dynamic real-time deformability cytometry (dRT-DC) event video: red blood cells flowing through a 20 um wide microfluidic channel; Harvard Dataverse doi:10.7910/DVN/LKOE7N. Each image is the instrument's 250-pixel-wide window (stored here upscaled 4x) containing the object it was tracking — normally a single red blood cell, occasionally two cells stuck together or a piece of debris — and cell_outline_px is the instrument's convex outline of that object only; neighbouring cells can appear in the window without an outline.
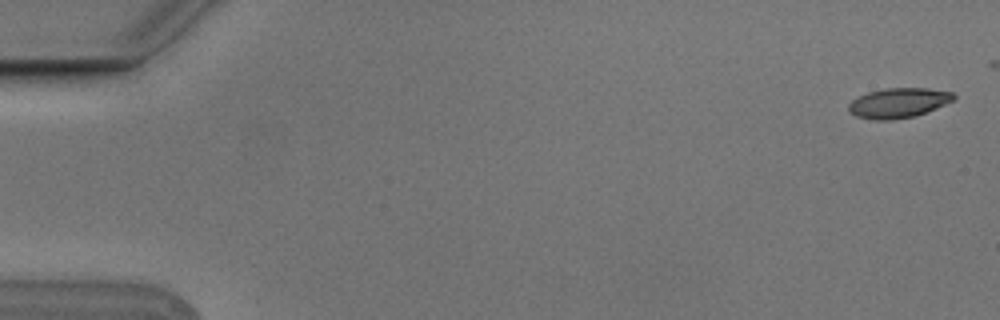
{"species": "Egyptian fruit bat (a non-hibernating species)", "species_latin": "Rousettus aegyptiacus", "temperature_condition": "cold", "stored_images_in_passage": 5, "camera_frame_rate_fps": 3000, "um_per_image_px": 0.085, "animal": {"sex": "male"}, "frame": {"image": 1, "passage_image": 1, "time_ms": 0.0, "image_size_px": [1000, 320], "cell_outline_px": [[956, 96], [952, 100], [936, 108], [916, 116], [892, 120], [872, 120], [856, 116], [848, 112], [848, 104], [856, 96], [868, 92], [884, 88], [928, 88], [952, 92]], "centroid_in_image_um": [76.31, 8.75], "position_along_channel_um": 8.7, "area_um2": 18.44}}
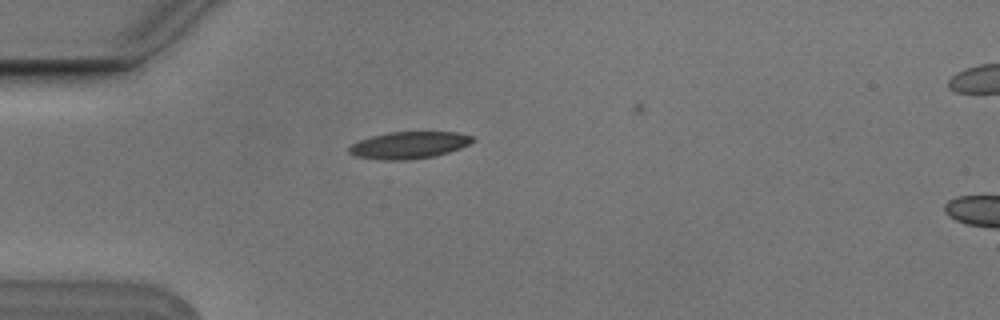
{"frame": {"image": 2, "passage_image": 4, "time_ms": 1.0, "image_size_px": [1000, 320], "cell_outline_px": [[476, 140], [460, 148], [436, 156], [404, 160], [380, 160], [356, 156], [348, 152], [348, 148], [352, 144], [360, 140], [372, 136], [388, 132], [456, 132], [472, 136]], "centroid_in_image_um": [34.76, 12.34], "position_along_channel_um": 50.2, "area_um2": 19.36}}